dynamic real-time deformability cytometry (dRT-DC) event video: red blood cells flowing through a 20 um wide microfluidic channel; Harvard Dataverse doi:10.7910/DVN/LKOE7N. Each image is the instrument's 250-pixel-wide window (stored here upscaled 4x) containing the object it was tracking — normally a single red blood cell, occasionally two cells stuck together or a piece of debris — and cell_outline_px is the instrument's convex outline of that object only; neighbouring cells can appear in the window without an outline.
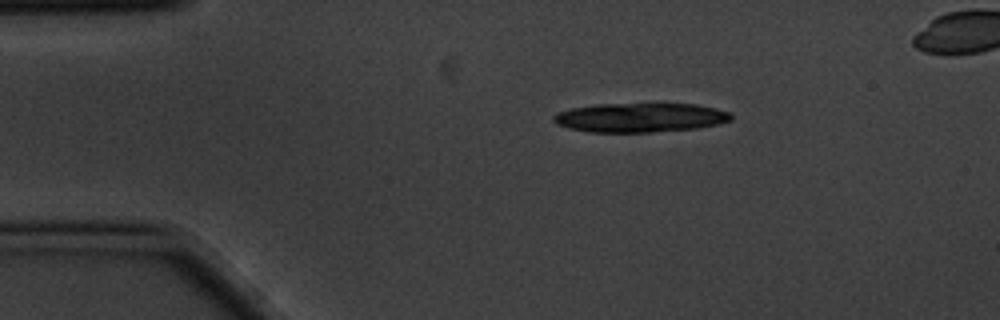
{"species": "common noctule bat (a hibernating species)", "species_latin": "Nyctalus noctula", "temperature_condition": "cold", "stored_images_in_passage": 4, "camera_frame_rate_fps": 3000, "um_per_image_px": 0.085, "animal": {"sex": "male", "body_mass_g": 20.1, "forearm_length_mm": 53.5}, "frame": {"image": 1, "passage_image": 1, "time_ms": 0.0, "image_size_px": [1000, 320], "cell_outline_px": [[732, 120], [716, 124], [696, 128], [648, 132], [588, 132], [568, 128], [556, 124], [552, 120], [552, 116], [556, 112], [572, 108], [596, 104], [696, 104], [716, 108], [732, 112]], "centroid_in_image_um": [54.38, 9.99], "position_along_channel_um": 30.6, "area_um2": 30.29}}